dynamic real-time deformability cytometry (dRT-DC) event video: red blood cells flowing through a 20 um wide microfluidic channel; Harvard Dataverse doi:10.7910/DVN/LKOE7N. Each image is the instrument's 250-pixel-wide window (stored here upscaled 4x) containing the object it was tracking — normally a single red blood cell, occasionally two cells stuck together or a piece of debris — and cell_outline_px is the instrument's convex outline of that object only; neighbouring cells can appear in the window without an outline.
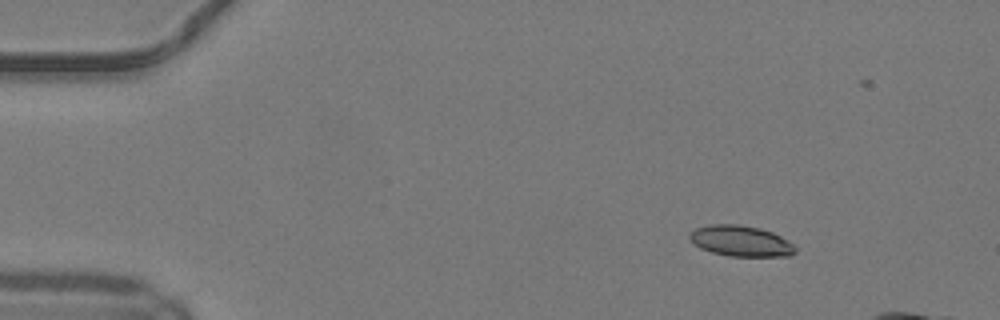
{"species": "common noctule bat (a hibernating species)", "species_latin": "Nyctalus noctula", "temperature_condition": "warm", "stored_images_in_passage": 11, "camera_frame_rate_fps": 3000, "um_per_image_px": 0.085, "animal": {"sex": "male", "body_mass_g": 19.2, "forearm_length_mm": 51.8}, "frame": {"image": 1, "passage_image": 1, "time_ms": 0.0, "image_size_px": [1000, 320], "cell_outline_px": [[796, 252], [788, 256], [728, 256], [712, 252], [700, 248], [688, 236], [696, 228], [708, 224], [740, 224], [760, 228], [772, 232], [788, 240], [796, 248]], "centroid_in_image_um": [62.98, 20.48], "position_along_channel_um": 22.0, "area_um2": 18.9}}